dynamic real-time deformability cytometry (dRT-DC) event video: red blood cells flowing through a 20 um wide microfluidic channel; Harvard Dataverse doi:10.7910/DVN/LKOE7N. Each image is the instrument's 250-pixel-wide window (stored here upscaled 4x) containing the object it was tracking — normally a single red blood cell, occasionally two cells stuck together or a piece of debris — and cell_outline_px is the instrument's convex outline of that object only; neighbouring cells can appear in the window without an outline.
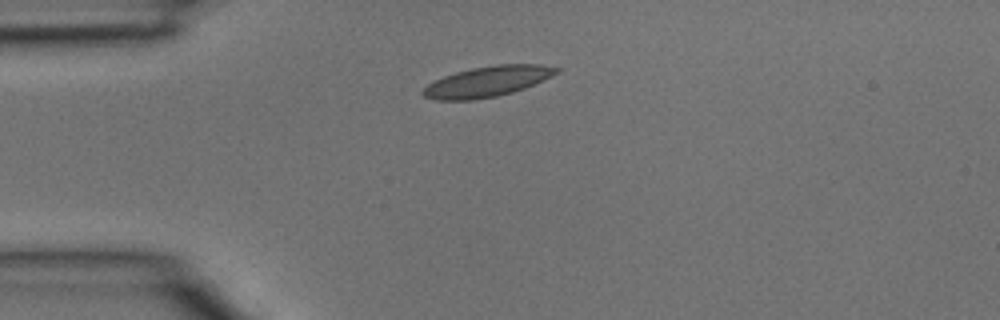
{"species": "common noctule bat (a hibernating species)", "species_latin": "Nyctalus noctula", "temperature_condition": "room temperature", "stored_images_in_passage": 30, "camera_frame_rate_fps": 3000, "um_per_image_px": 0.085, "animal": {"sex": "male", "body_mass_g": 15.6}, "frame": {"image": 1, "passage_image": 1, "time_ms": 0.0, "image_size_px": [1000, 320], "cell_outline_px": [[560, 72], [524, 88], [512, 92], [496, 96], [472, 100], [436, 100], [424, 96], [420, 92], [428, 84], [444, 76], [456, 72], [472, 68], [496, 64], [540, 64], [560, 68]], "centroid_in_image_um": [41.42, 6.92], "position_along_channel_um": 43.6, "area_um2": 23.52}}
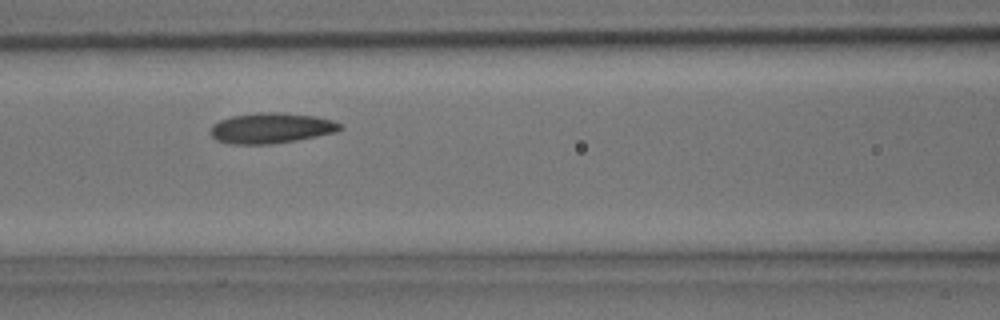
{"frame": {"image": 2, "passage_image": 8, "time_ms": 2.333, "image_size_px": [1000, 320], "cell_outline_px": [[344, 128], [336, 132], [296, 140], [272, 144], [232, 144], [216, 140], [212, 136], [212, 124], [220, 120], [232, 116], [268, 112], [284, 112], [316, 116], [332, 120], [344, 124]], "centroid_in_image_um": [23.11, 10.88], "position_along_channel_um": 143.5, "area_um2": 23.0}}
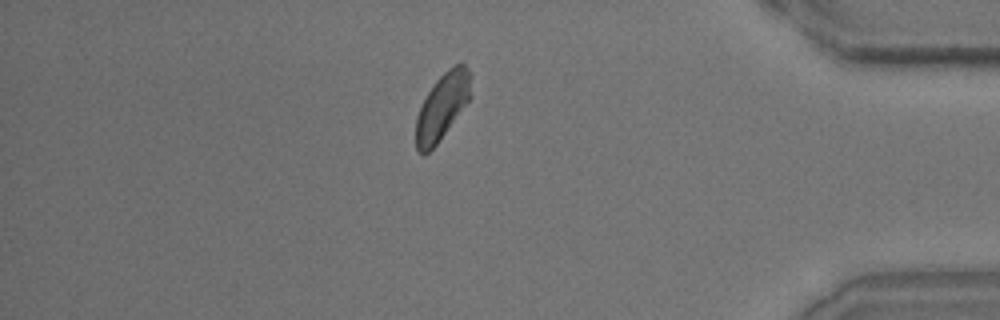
{"frame": {"image": 3, "passage_image": 25, "time_ms": 8.0, "image_size_px": [1000, 320], "cell_outline_px": [[472, 76], [468, 100], [436, 144], [424, 156], [416, 152], [416, 116], [428, 92], [436, 80], [448, 68], [456, 64], [464, 64], [468, 68]], "centroid_in_image_um": [37.56, 9.04], "position_along_channel_um": 397.6, "area_um2": 20.75}}